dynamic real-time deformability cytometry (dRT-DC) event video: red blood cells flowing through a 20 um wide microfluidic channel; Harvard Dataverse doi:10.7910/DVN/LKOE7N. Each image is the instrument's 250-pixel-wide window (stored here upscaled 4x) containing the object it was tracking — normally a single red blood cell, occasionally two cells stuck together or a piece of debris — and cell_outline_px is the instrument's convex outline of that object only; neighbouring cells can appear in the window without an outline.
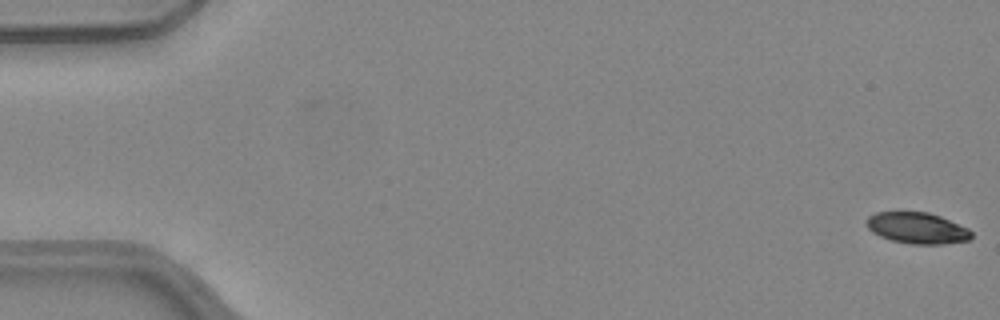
{"species": "common noctule bat (a hibernating species)", "species_latin": "Nyctalus noctula", "temperature_condition": "warm", "stored_images_in_passage": 52, "camera_frame_rate_fps": 3000, "um_per_image_px": 0.085, "animal": {"sex": "female", "body_mass_g": 24.6, "forearm_length_mm": 56.2}, "frame": {"image": 1, "passage_image": 1, "time_ms": 0.0, "image_size_px": [1000, 320], "cell_outline_px": [[972, 236], [968, 240], [944, 244], [912, 244], [892, 240], [880, 236], [872, 232], [868, 228], [864, 220], [868, 216], [876, 212], [928, 212], [940, 216], [968, 228], [972, 232]], "centroid_in_image_um": [77.94, 19.38], "position_along_channel_um": 7.1, "area_um2": 19.07}}
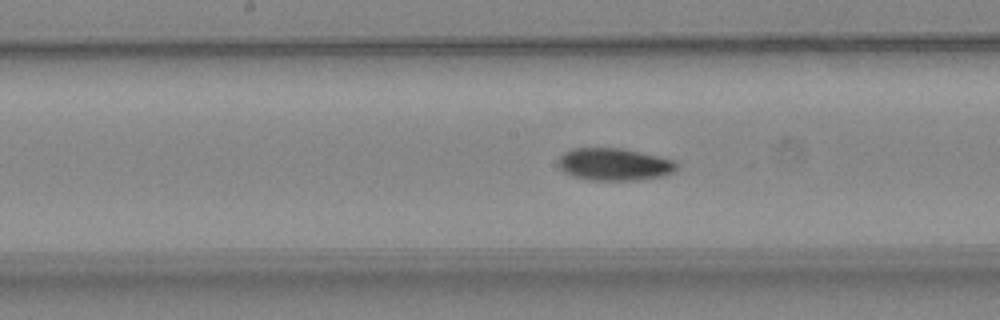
{"frame": {"image": 2, "passage_image": 27, "time_ms": 8.667, "image_size_px": [1000, 320], "cell_outline_px": [[676, 168], [672, 172], [660, 176], [640, 180], [588, 180], [572, 176], [564, 172], [560, 168], [560, 156], [564, 152], [572, 148], [620, 148], [640, 152], [672, 160], [676, 164]], "centroid_in_image_um": [52.16, 13.97], "position_along_channel_um": 196.0, "area_um2": 22.02}}
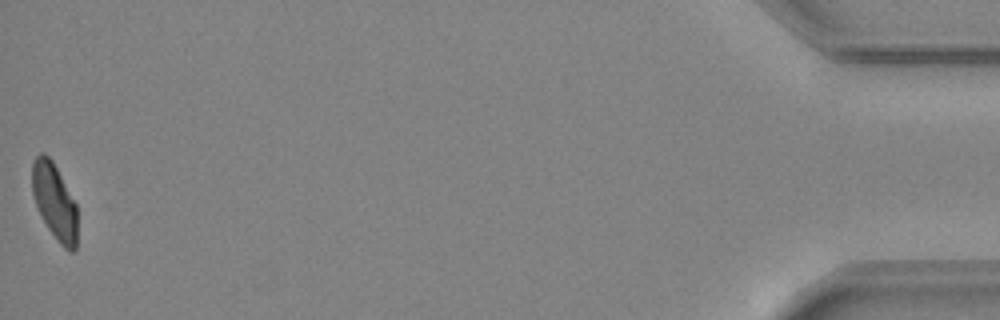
{"frame": {"image": 3, "passage_image": 52, "time_ms": 17.0, "image_size_px": [1000, 320], "cell_outline_px": [[76, 252], [68, 252], [60, 244], [48, 228], [40, 216], [32, 192], [32, 160], [40, 152], [44, 152], [52, 160], [76, 204]], "centroid_in_image_um": [4.62, 17.13], "position_along_channel_um": 430.6, "area_um2": 20.0}, "authors_computed_cell_mechanics": {"area_um2": 21.2415, "velocity_mm_per_s": 4.0111, "shape_relaxation_time_tau1_ms": 5.8838, "shape_relaxation_time_tau2_ms": 3.5087, "deformation_change_tau1": 0.145, "deformation_change_tau2": 0.0902}}